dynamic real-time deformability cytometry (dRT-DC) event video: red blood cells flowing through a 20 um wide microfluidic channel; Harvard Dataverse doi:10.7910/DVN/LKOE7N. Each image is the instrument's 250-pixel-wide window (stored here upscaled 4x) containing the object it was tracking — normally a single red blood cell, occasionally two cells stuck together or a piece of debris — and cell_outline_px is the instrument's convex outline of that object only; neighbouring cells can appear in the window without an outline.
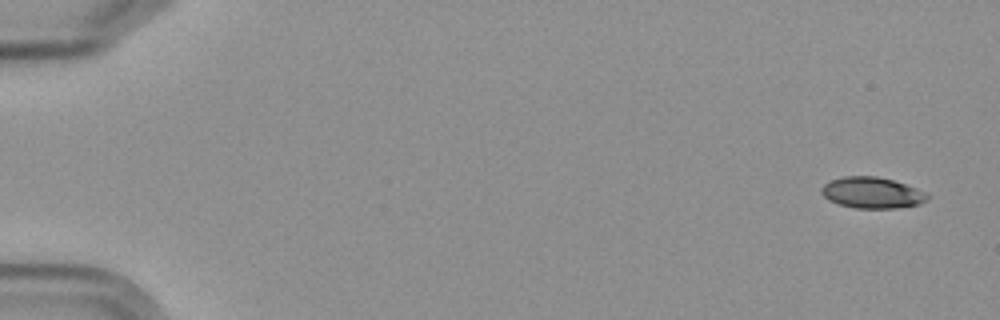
{"species": "Egyptian fruit bat (a non-hibernating species)", "species_latin": "Rousettus aegyptiacus", "temperature_condition": "cold", "stored_images_in_passage": 10, "camera_frame_rate_fps": 3000, "um_per_image_px": 0.085, "frame": {"image": 1, "passage_image": 1, "time_ms": 0.0, "image_size_px": [1000, 320], "cell_outline_px": [[928, 200], [920, 204], [896, 208], [856, 208], [840, 204], [828, 200], [820, 192], [820, 188], [824, 184], [832, 180], [844, 176], [876, 176], [892, 180], [916, 188], [924, 192], [928, 196]], "centroid_in_image_um": [74.1, 16.38], "position_along_channel_um": 10.9, "area_um2": 19.07}}
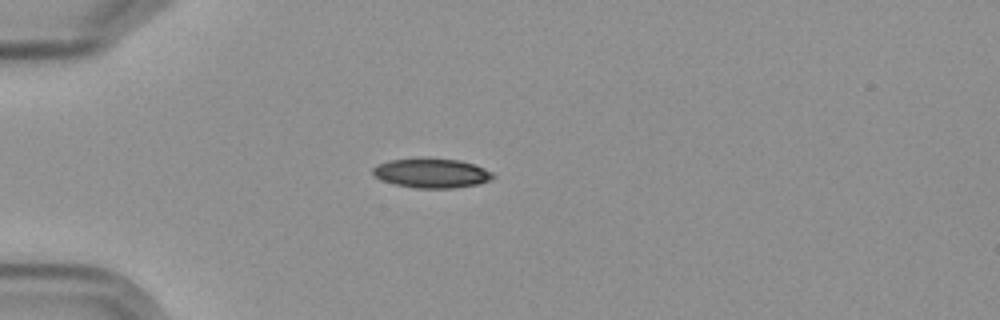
{"frame": {"image": 2, "passage_image": 5, "time_ms": 4.667, "image_size_px": [1000, 320], "cell_outline_px": [[496, 176], [492, 180], [480, 184], [452, 188], [416, 188], [396, 184], [380, 180], [372, 172], [372, 168], [376, 164], [388, 160], [460, 160], [484, 168], [492, 172]], "centroid_in_image_um": [36.71, 14.75], "position_along_channel_um": 48.3, "area_um2": 20.17}}
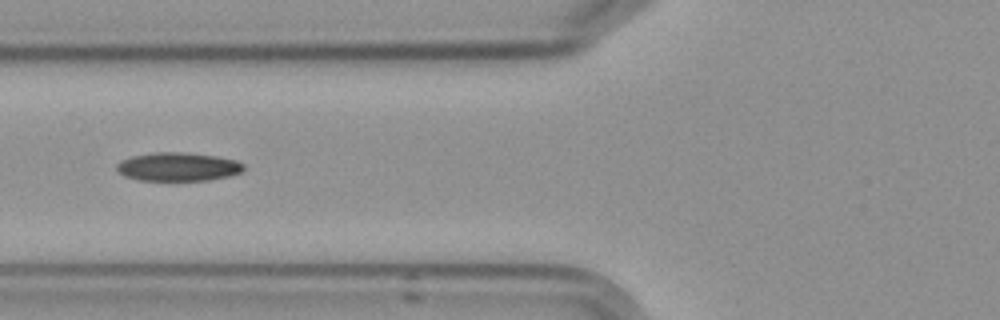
{"frame": {"image": 3, "passage_image": 7, "time_ms": 7.0, "image_size_px": [1000, 320], "cell_outline_px": [[244, 168], [240, 172], [228, 176], [208, 180], [140, 180], [124, 176], [116, 168], [116, 164], [120, 160], [132, 156], [152, 152], [188, 152], [216, 156], [236, 160], [244, 164]], "centroid_in_image_um": [15.11, 14.16], "position_along_channel_um": 110.7, "area_um2": 21.15}}